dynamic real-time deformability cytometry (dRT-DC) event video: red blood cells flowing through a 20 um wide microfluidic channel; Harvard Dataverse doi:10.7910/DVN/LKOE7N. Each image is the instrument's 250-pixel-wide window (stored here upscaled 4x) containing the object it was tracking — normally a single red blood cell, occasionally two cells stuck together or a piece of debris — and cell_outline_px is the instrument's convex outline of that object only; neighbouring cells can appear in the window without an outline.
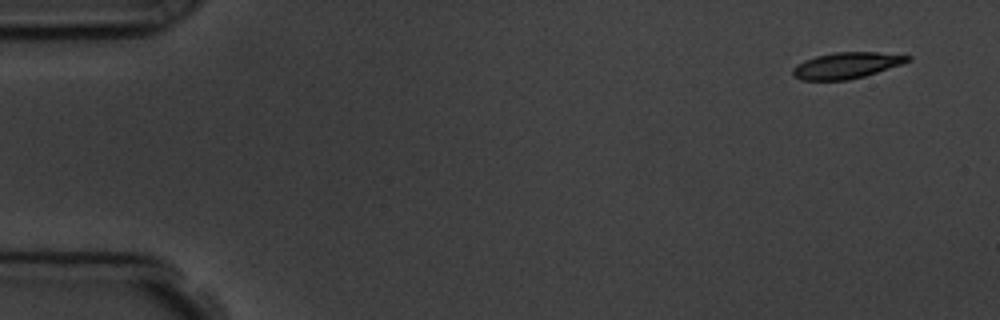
{"species": "common noctule bat (a hibernating species)", "species_latin": "Nyctalus noctula", "temperature_condition": "room temperature", "stored_images_in_passage": 11, "camera_frame_rate_fps": 3000, "um_per_image_px": 0.085, "animal": {"sex": "male", "body_mass_g": 19.5, "forearm_length_mm": 54.6}, "frame": {"image": 1, "passage_image": 1, "time_ms": 0.0, "image_size_px": [1000, 320], "cell_outline_px": [[912, 60], [864, 76], [848, 80], [800, 80], [792, 76], [792, 68], [796, 64], [804, 60], [816, 56], [836, 52], [876, 52], [912, 56]], "centroid_in_image_um": [71.9, 5.56], "position_along_channel_um": 13.1, "area_um2": 17.46}}
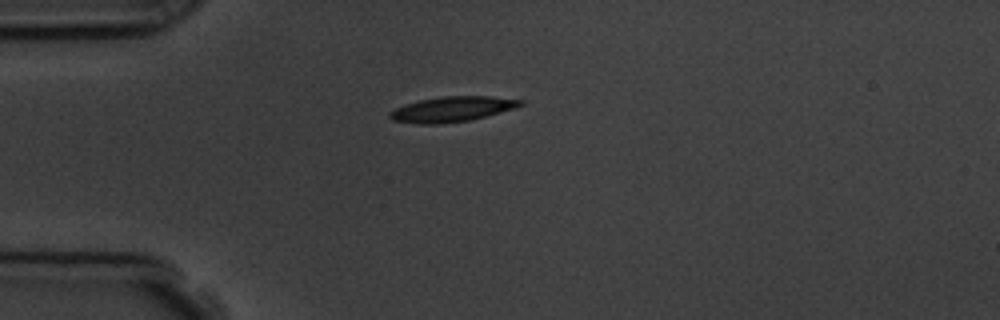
{"frame": {"image": 2, "passage_image": 4, "time_ms": 3.667, "image_size_px": [1000, 320], "cell_outline_px": [[524, 104], [512, 108], [484, 116], [468, 120], [440, 124], [416, 124], [392, 120], [388, 116], [388, 112], [396, 108], [420, 100], [440, 96], [488, 96], [524, 100]], "centroid_in_image_um": [38.37, 9.28], "position_along_channel_um": 46.6, "area_um2": 18.9}}